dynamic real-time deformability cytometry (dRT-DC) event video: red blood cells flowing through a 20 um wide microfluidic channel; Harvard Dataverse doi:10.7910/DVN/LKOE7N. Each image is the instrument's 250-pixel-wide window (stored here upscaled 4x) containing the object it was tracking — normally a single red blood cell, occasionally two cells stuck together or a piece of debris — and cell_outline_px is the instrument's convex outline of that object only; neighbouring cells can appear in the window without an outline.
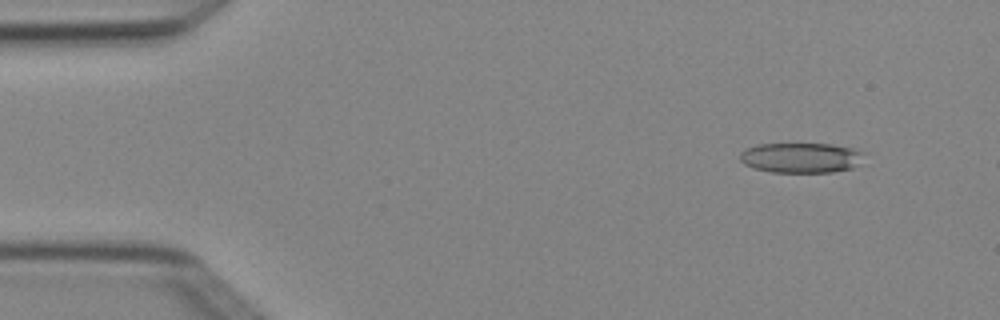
{"species": "Egyptian fruit bat (a non-hibernating species)", "species_latin": "Rousettus aegyptiacus", "temperature_condition": "cold", "stored_images_in_passage": 2, "camera_frame_rate_fps": 3000, "um_per_image_px": 0.085, "animal": {"sex": "female"}, "frame": {"image": 1, "passage_image": 1, "time_ms": 0.0, "image_size_px": [1000, 320], "cell_outline_px": [[864, 152], [852, 168], [832, 172], [772, 172], [756, 168], [744, 164], [740, 160], [740, 152], [744, 148], [756, 144], [832, 144], [856, 148]], "centroid_in_image_um": [68.04, 13.39], "position_along_channel_um": 17.0, "area_um2": 21.68}}